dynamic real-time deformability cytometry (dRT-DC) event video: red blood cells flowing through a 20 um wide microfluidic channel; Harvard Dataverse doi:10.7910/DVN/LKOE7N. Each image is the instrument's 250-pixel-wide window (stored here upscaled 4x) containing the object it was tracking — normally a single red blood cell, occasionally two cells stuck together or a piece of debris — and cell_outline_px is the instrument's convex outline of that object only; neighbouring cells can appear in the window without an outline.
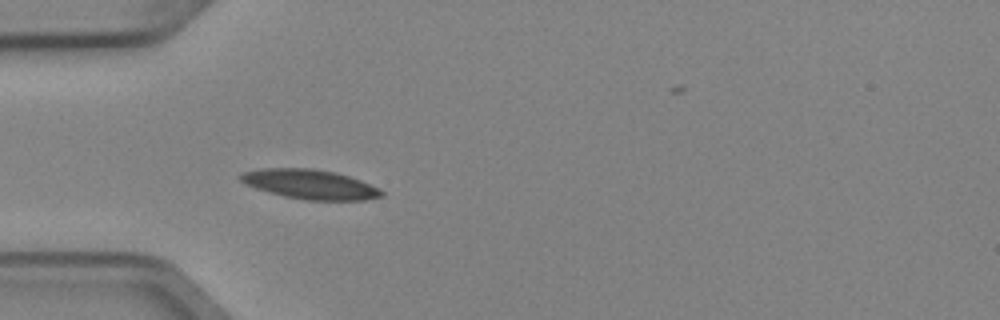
{"species": "Egyptian fruit bat (a non-hibernating species)", "species_latin": "Rousettus aegyptiacus", "temperature_condition": "cold", "stored_images_in_passage": 4, "camera_frame_rate_fps": 3000, "um_per_image_px": 0.085, "animal": {"sex": "female"}, "frame": {"image": 1, "passage_image": 3, "time_ms": 0.667, "image_size_px": [1000, 320], "cell_outline_px": [[384, 196], [364, 200], [308, 200], [284, 196], [256, 188], [244, 184], [236, 176], [240, 172], [260, 168], [312, 168], [336, 172], [360, 180], [380, 188], [384, 192]], "centroid_in_image_um": [26.32, 15.65], "position_along_channel_um": 58.7, "area_um2": 24.45}}